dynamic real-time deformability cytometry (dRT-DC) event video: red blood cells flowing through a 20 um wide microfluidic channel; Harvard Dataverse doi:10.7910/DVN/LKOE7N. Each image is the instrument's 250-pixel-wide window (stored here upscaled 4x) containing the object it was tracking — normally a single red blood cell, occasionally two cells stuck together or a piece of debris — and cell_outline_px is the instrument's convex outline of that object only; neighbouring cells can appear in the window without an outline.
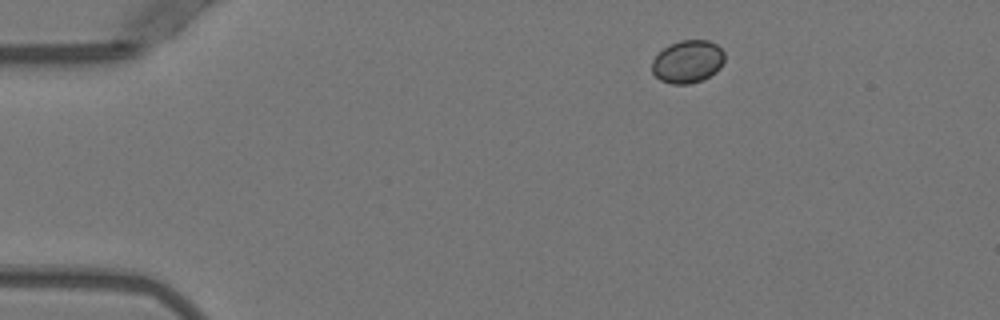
{"species": "Egyptian fruit bat (a non-hibernating species)", "species_latin": "Rousettus aegyptiacus", "temperature_condition": "warm", "stored_images_in_passage": 45, "camera_frame_rate_fps": 3000, "um_per_image_px": 0.085, "animal": {"sex": "female"}, "frame": {"image": 1, "passage_image": 1, "time_ms": 0.0, "image_size_px": [1000, 320], "cell_outline_px": [[724, 60], [720, 68], [716, 72], [704, 80], [688, 84], [672, 84], [660, 80], [652, 72], [652, 60], [668, 44], [680, 40], [708, 40], [716, 44], [724, 52]], "centroid_in_image_um": [58.46, 5.24], "position_along_channel_um": 26.5, "area_um2": 18.21}}
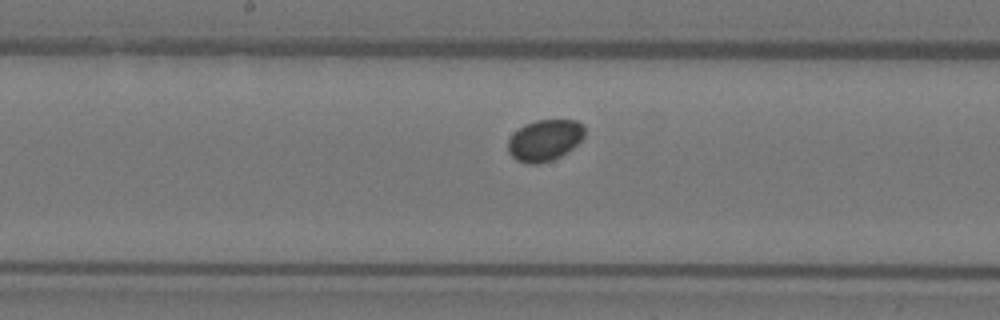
{"frame": {"image": 2, "passage_image": 20, "time_ms": 6.333, "image_size_px": [1000, 320], "cell_outline_px": [[584, 136], [572, 148], [560, 156], [552, 160], [536, 164], [528, 164], [516, 160], [508, 152], [508, 140], [524, 124], [536, 120], [576, 120], [584, 124]], "centroid_in_image_um": [46.3, 11.92], "position_along_channel_um": 201.9, "area_um2": 18.32}}
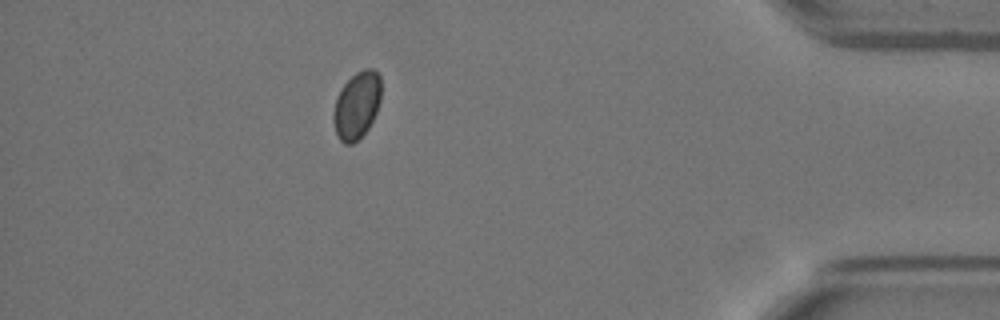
{"frame": {"image": 3, "passage_image": 39, "time_ms": 12.667, "image_size_px": [1000, 320], "cell_outline_px": [[380, 100], [376, 112], [368, 128], [352, 144], [344, 144], [340, 140], [336, 132], [332, 120], [332, 112], [340, 88], [356, 72], [364, 68], [372, 68], [380, 76]], "centroid_in_image_um": [30.3, 8.94], "position_along_channel_um": 404.9, "area_um2": 18.55}}